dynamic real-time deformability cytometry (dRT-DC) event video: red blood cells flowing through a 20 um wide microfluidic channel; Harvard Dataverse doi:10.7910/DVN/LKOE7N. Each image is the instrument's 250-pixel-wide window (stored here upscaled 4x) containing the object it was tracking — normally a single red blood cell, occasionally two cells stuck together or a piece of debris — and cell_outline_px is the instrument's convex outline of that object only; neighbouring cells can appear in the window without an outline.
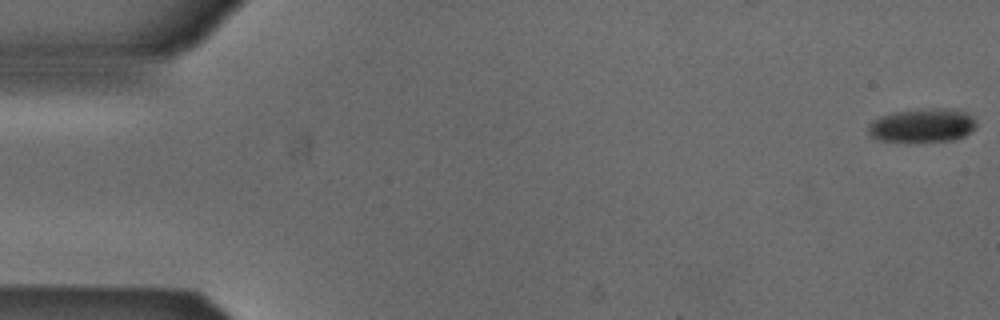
{"species": "Egyptian fruit bat (a non-hibernating species)", "species_latin": "Rousettus aegyptiacus", "temperature_condition": "cold", "stored_images_in_passage": 53, "camera_frame_rate_fps": 3000, "um_per_image_px": 0.085, "animal": {"sex": "male"}, "frame": {"image": 1, "passage_image": 1, "time_ms": 0.0, "image_size_px": [1000, 320], "cell_outline_px": [[976, 128], [964, 136], [952, 140], [880, 140], [872, 136], [868, 132], [868, 124], [872, 120], [880, 116], [892, 112], [920, 108], [956, 108], [968, 112], [976, 120]], "centroid_in_image_um": [78.44, 10.6], "position_along_channel_um": 6.6, "area_um2": 21.27}}
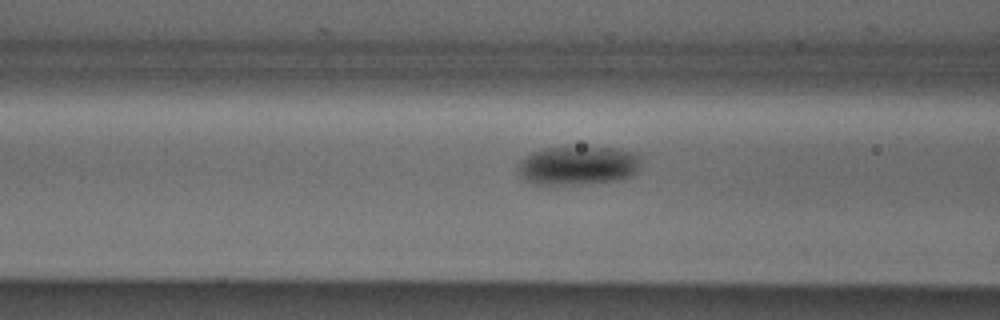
{"frame": {"image": 2, "passage_image": 21, "time_ms": 6.667, "image_size_px": [1000, 320], "cell_outline_px": [[640, 168], [632, 176], [616, 180], [564, 184], [536, 184], [524, 180], [520, 176], [516, 168], [520, 160], [524, 156], [540, 148], [612, 148], [640, 152]], "centroid_in_image_um": [49.12, 14.05], "position_along_channel_um": 117.5, "area_um2": 27.8}}
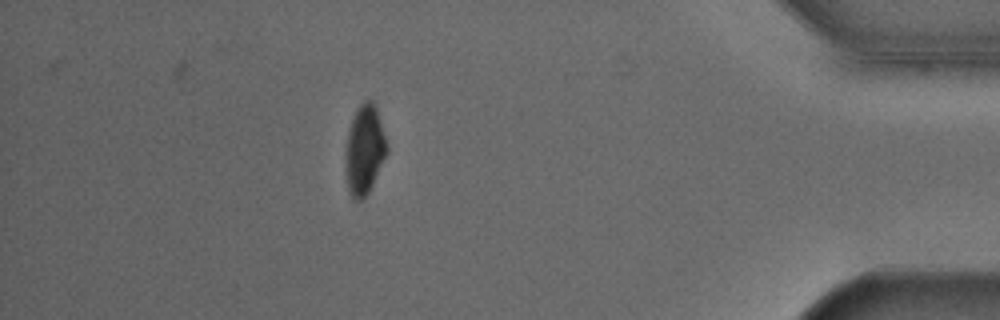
{"frame": {"image": 3, "passage_image": 47, "time_ms": 15.333, "image_size_px": [1000, 320], "cell_outline_px": [[388, 152], [368, 192], [360, 200], [352, 200], [348, 192], [344, 168], [344, 152], [348, 128], [356, 108], [364, 100], [372, 100], [376, 104], [388, 144]], "centroid_in_image_um": [30.95, 12.7], "position_along_channel_um": 404.2, "area_um2": 22.25}}